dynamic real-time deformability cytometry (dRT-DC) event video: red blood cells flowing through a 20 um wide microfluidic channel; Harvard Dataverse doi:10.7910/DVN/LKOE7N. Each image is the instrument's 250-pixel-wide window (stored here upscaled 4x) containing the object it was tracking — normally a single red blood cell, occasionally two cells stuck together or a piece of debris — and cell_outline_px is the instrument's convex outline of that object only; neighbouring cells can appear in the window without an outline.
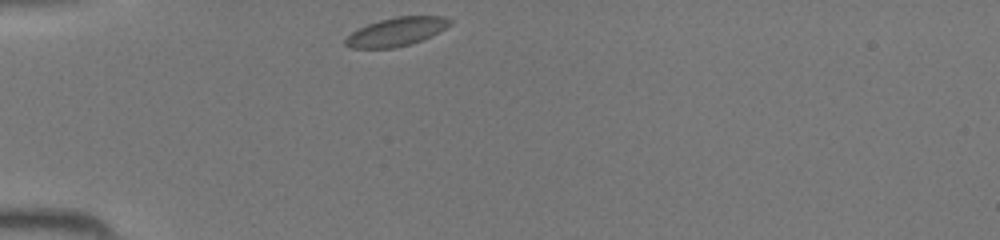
{"species": "common noctule bat (a hibernating species)", "species_latin": "Nyctalus noctula", "temperature_condition": "room temperature", "stored_images_in_passage": 33, "camera_frame_rate_fps": 3000, "um_per_image_px": 0.085, "animal": {"sex": "female", "body_mass_g": 19.5, "forearm_length_mm": 54.1}, "frame": {"image": 1, "passage_image": 1, "time_ms": 0.0, "image_size_px": [1000, 240], "cell_outline_px": [[452, 24], [432, 36], [412, 44], [396, 48], [348, 48], [344, 44], [344, 40], [352, 32], [368, 24], [380, 20], [396, 16], [444, 16], [452, 20]], "centroid_in_image_um": [33.71, 2.71], "position_along_channel_um": 51.3, "area_um2": 17.51}}
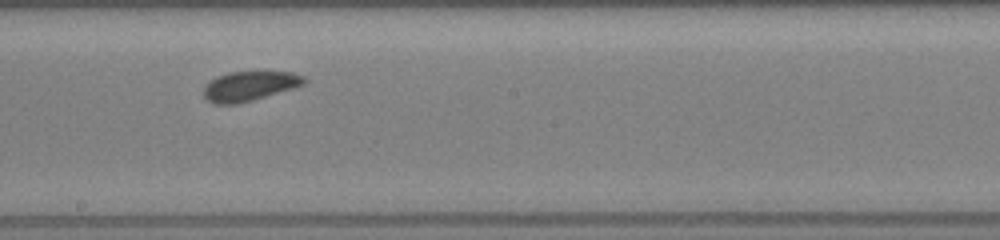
{"frame": {"image": 2, "passage_image": 14, "time_ms": 4.333, "image_size_px": [1000, 240], "cell_outline_px": [[308, 80], [304, 84], [292, 88], [252, 100], [236, 104], [212, 104], [204, 96], [204, 84], [208, 80], [216, 76], [228, 72], [292, 72], [304, 76]], "centroid_in_image_um": [21.16, 7.31], "position_along_channel_um": 227.0, "area_um2": 17.34}}
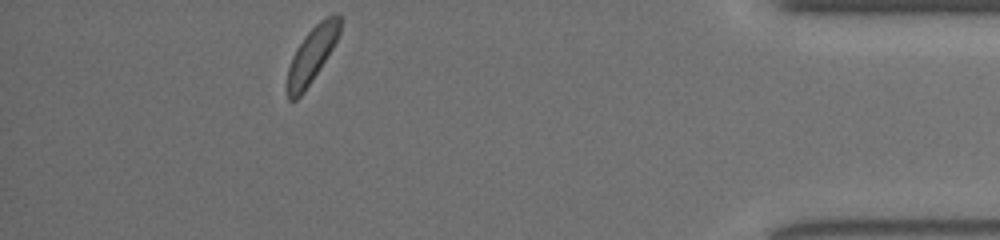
{"frame": {"image": 3, "passage_image": 29, "time_ms": 9.333, "image_size_px": [1000, 240], "cell_outline_px": [[340, 32], [332, 48], [320, 68], [304, 92], [296, 100], [288, 100], [288, 68], [292, 56], [296, 48], [304, 36], [324, 16], [332, 12], [336, 12], [340, 16]], "centroid_in_image_um": [26.52, 4.6], "position_along_channel_um": 408.7, "area_um2": 16.88}}